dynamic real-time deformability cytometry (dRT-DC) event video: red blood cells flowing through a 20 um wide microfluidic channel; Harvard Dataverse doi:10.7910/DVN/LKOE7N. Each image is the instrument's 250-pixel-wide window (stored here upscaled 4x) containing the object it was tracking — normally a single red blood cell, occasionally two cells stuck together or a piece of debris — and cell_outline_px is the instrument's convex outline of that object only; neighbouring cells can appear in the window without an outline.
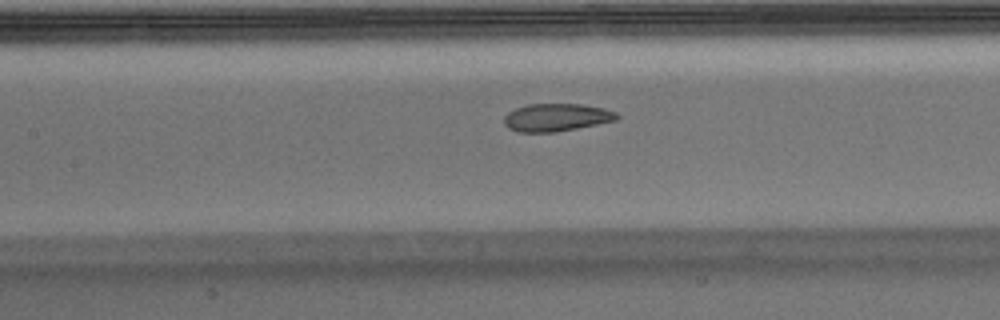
{"species": "Egyptian fruit bat (a non-hibernating species)", "species_latin": "Rousettus aegyptiacus", "temperature_condition": "warm", "stored_images_in_passage": 38, "camera_frame_rate_fps": 3000, "um_per_image_px": 0.085, "animal": {"sex": "male"}, "frame": {"image": 1, "passage_image": 8, "time_ms": 2.333, "image_size_px": [1000, 320], "cell_outline_px": [[620, 116], [616, 120], [556, 132], [520, 132], [508, 128], [504, 124], [504, 116], [508, 112], [516, 108], [528, 104], [584, 104], [604, 108], [616, 112]], "centroid_in_image_um": [47.29, 9.97], "position_along_channel_um": 160.1, "area_um2": 18.21}}
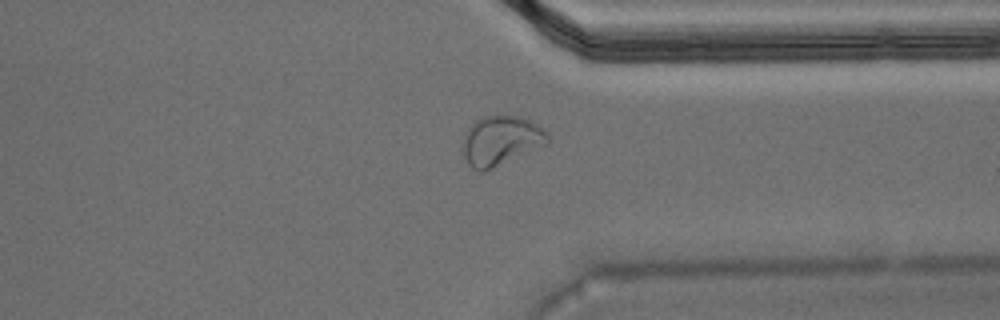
{"frame": {"image": 2, "passage_image": 25, "time_ms": 8.0, "image_size_px": [1000, 320], "cell_outline_px": [[548, 144], [484, 172], [480, 172], [472, 168], [468, 164], [460, 148], [464, 136], [468, 128], [476, 120], [484, 116], [520, 116], [536, 124], [548, 132]], "centroid_in_image_um": [42.55, 11.97], "position_along_channel_um": 368.9, "area_um2": 24.62}}
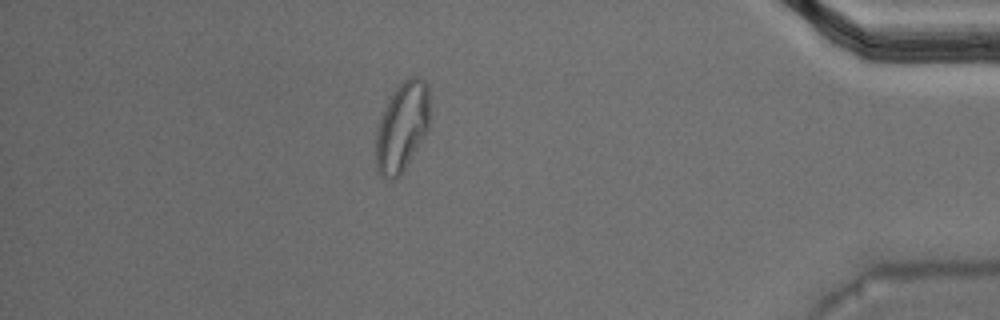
{"frame": {"image": 3, "passage_image": 31, "time_ms": 10.0, "image_size_px": [1000, 320], "cell_outline_px": [[428, 128], [400, 176], [396, 180], [392, 180], [384, 176], [376, 168], [376, 132], [384, 108], [392, 92], [408, 76], [420, 76], [428, 84]], "centroid_in_image_um": [34.16, 10.75], "position_along_channel_um": 401.0, "area_um2": 27.69}}